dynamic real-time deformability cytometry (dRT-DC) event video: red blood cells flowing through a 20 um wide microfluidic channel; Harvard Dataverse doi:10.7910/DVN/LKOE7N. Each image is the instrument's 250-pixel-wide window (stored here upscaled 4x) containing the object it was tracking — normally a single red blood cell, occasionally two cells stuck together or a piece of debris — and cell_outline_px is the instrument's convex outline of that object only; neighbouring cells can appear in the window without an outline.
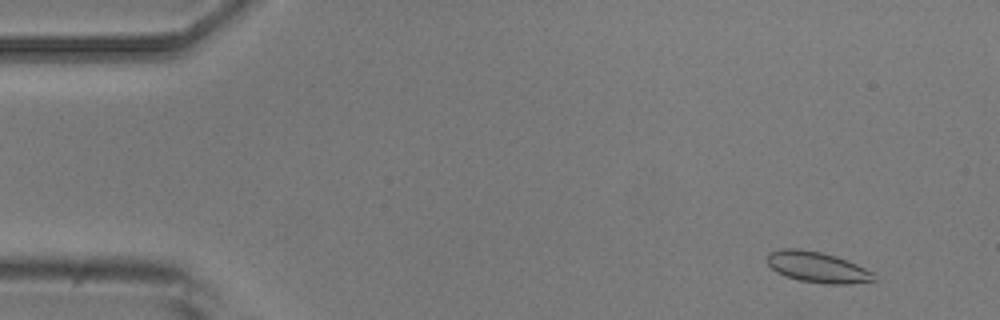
{"species": "common noctule bat (a hibernating species)", "species_latin": "Nyctalus noctula", "temperature_condition": "room temperature", "stored_images_in_passage": 4, "camera_frame_rate_fps": 3000, "um_per_image_px": 0.085, "animal": {"sex": "male", "body_mass_g": 20.5, "forearm_length_mm": 52.5}, "frame": {"image": 1, "passage_image": 1, "time_ms": 0.0, "image_size_px": [1000, 320], "cell_outline_px": [[876, 280], [848, 284], [828, 284], [800, 280], [776, 272], [768, 264], [768, 252], [784, 248], [796, 248], [820, 252], [836, 256], [856, 264], [872, 272]], "centroid_in_image_um": [69.46, 22.7], "position_along_channel_um": 15.5, "area_um2": 18.84}}